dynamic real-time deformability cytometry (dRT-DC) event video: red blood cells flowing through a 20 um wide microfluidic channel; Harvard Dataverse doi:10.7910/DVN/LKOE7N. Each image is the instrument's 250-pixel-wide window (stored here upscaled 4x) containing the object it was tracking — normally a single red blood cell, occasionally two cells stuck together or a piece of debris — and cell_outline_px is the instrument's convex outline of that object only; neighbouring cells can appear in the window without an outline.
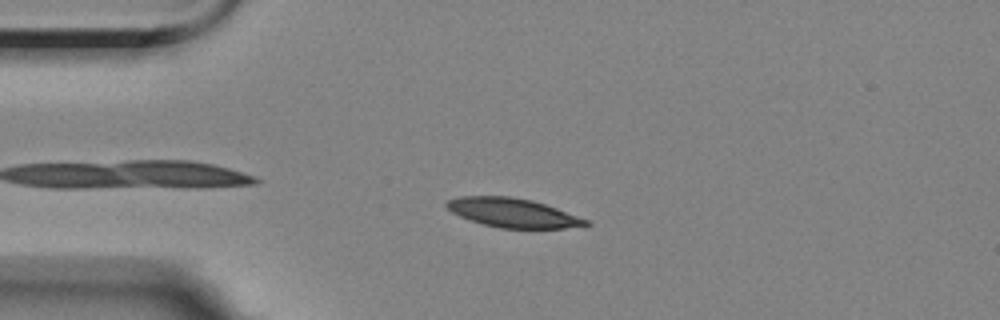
{"species": "Egyptian fruit bat (a non-hibernating species)", "species_latin": "Rousettus aegyptiacus", "temperature_condition": "room temperature", "stored_images_in_passage": 5, "camera_frame_rate_fps": 3000, "um_per_image_px": 0.085, "animal": {"sex": "female"}, "frame": {"image": 1, "passage_image": 3, "time_ms": 2.333, "image_size_px": [1000, 320], "cell_outline_px": [[592, 224], [584, 228], [500, 228], [468, 220], [452, 212], [444, 204], [448, 200], [460, 196], [508, 196], [532, 200], [556, 208], [588, 220]], "centroid_in_image_um": [43.63, 18.1], "position_along_channel_um": 41.4, "area_um2": 23.64}}
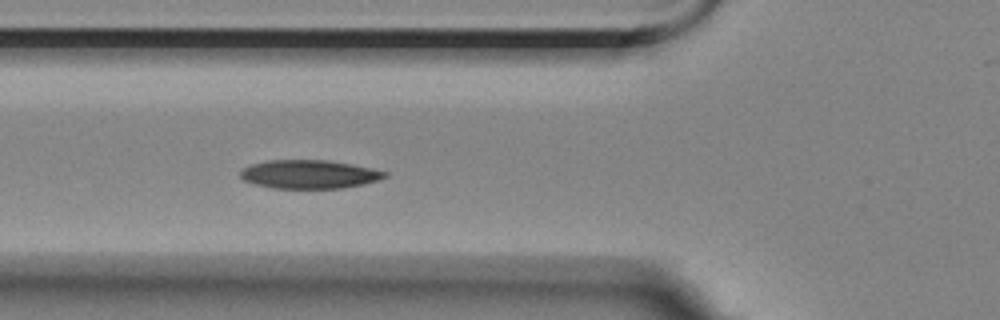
{"frame": {"image": 2, "passage_image": 5, "time_ms": 4.667, "image_size_px": [1000, 320], "cell_outline_px": [[388, 176], [364, 184], [344, 188], [272, 188], [256, 184], [244, 180], [240, 176], [240, 172], [248, 164], [268, 160], [328, 160], [372, 168], [388, 172]], "centroid_in_image_um": [26.28, 14.81], "position_along_channel_um": 99.5, "area_um2": 24.04}}